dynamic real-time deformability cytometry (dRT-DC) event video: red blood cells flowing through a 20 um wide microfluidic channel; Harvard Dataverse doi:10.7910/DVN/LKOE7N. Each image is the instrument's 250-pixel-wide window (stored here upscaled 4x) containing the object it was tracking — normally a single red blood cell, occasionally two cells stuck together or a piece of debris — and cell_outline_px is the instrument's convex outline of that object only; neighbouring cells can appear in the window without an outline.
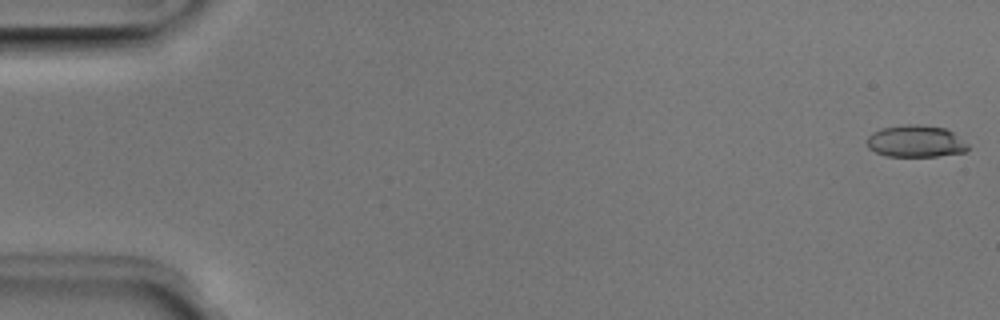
{"species": "Egyptian fruit bat (a non-hibernating species)", "species_latin": "Rousettus aegyptiacus", "temperature_condition": "room temperature", "stored_images_in_passage": 51, "camera_frame_rate_fps": 3000, "um_per_image_px": 0.085, "animal": {"sex": "male"}, "frame": {"image": 1, "passage_image": 1, "time_ms": 0.0, "image_size_px": [1000, 320], "cell_outline_px": [[968, 148], [964, 152], [936, 156], [888, 156], [876, 152], [868, 148], [868, 136], [872, 132], [880, 128], [908, 124], [920, 124], [944, 128], [952, 132], [968, 144]], "centroid_in_image_um": [77.82, 12.0], "position_along_channel_um": 7.2, "area_um2": 18.67}}
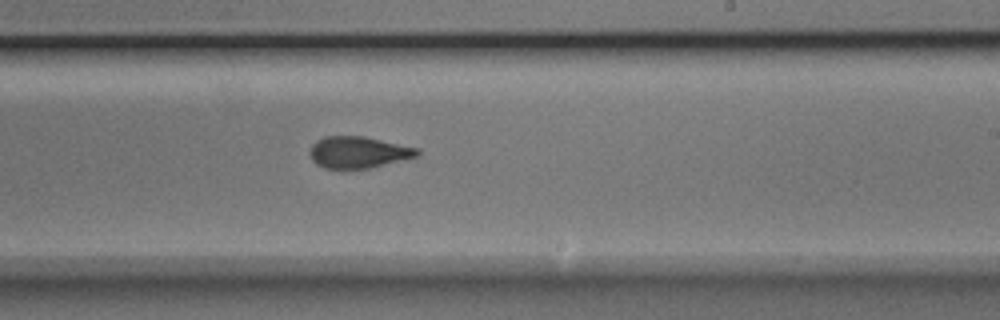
{"frame": {"image": 2, "passage_image": 31, "time_ms": 10.0, "image_size_px": [1000, 320], "cell_outline_px": [[420, 156], [368, 168], [324, 168], [316, 164], [312, 160], [308, 152], [312, 144], [316, 140], [324, 136], [364, 136], [420, 148]], "centroid_in_image_um": [30.46, 12.93], "position_along_channel_um": 258.5, "area_um2": 19.94}}
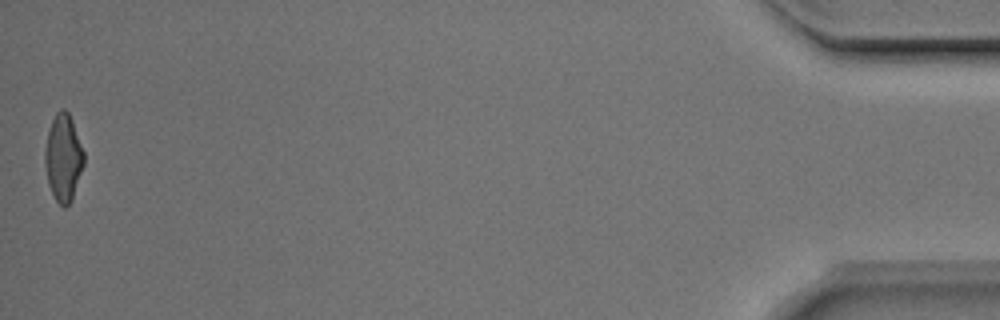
{"frame": {"image": 3, "passage_image": 51, "time_ms": 16.667, "image_size_px": [1000, 320], "cell_outline_px": [[84, 164], [72, 200], [64, 208], [56, 200], [48, 184], [44, 164], [44, 152], [48, 128], [56, 112], [60, 108], [64, 108], [68, 112], [72, 120], [84, 152]], "centroid_in_image_um": [5.37, 13.39], "position_along_channel_um": 429.8, "area_um2": 19.88}, "authors_computed_cell_mechanics": {"area_um2": 19.8832, "velocity_mm_per_s": 3.992, "shape_relaxation_time_tau1_ms": 4.1261, "shape_relaxation_time_tau2_ms": 1.3423, "deformation_change_tau1": 0.1923, "deformation_change_tau2": 0.0887}}